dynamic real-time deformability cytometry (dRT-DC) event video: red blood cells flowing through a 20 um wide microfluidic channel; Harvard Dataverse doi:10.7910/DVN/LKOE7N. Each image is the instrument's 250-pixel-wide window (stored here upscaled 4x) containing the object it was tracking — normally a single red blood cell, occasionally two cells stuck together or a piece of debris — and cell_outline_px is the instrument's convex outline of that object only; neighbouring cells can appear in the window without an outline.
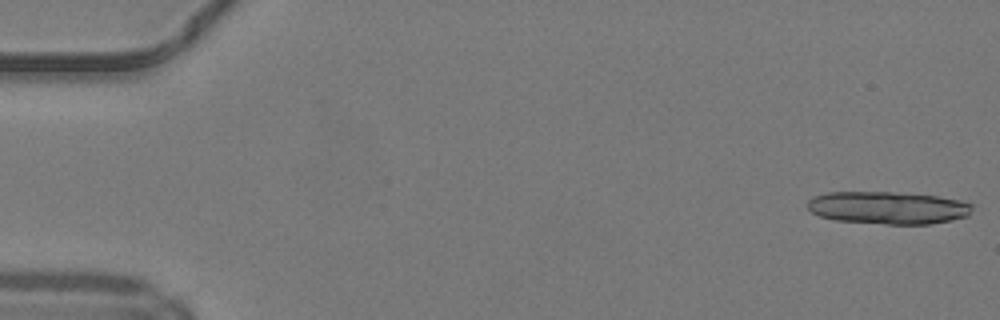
{"species": "common noctule bat (a hibernating species)", "species_latin": "Nyctalus noctula", "temperature_condition": "warm", "stored_images_in_passage": 14, "camera_frame_rate_fps": 3000, "um_per_image_px": 0.085, "animal": {"sex": "male", "body_mass_g": 19.2, "forearm_length_mm": 51.8}, "frame": {"image": 1, "passage_image": 1, "time_ms": 0.0, "image_size_px": [1000, 320], "cell_outline_px": [[972, 208], [968, 216], [928, 224], [884, 224], [836, 220], [820, 216], [812, 212], [808, 208], [808, 200], [812, 196], [828, 192], [892, 192], [936, 196], [960, 200], [972, 204]], "centroid_in_image_um": [75.45, 17.65], "position_along_channel_um": 9.6, "area_um2": 31.1}}